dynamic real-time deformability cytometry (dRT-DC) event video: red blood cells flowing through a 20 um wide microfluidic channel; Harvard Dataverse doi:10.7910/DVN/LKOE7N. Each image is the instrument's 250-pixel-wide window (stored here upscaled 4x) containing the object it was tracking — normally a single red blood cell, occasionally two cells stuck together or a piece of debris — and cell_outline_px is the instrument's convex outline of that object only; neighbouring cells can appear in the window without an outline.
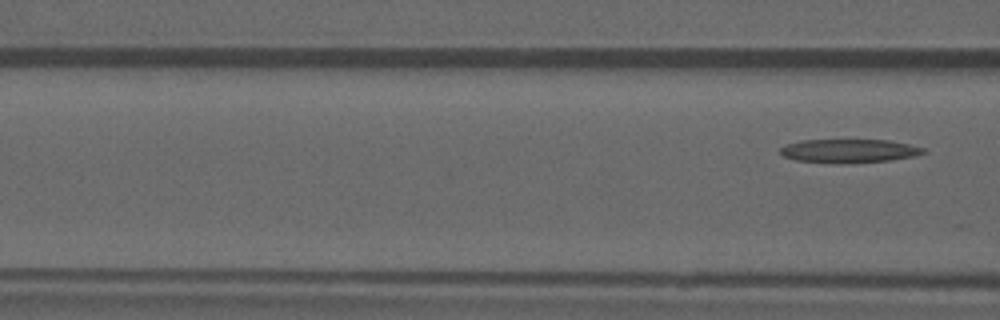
{"species": "common noctule bat (a hibernating species)", "species_latin": "Nyctalus noctula", "temperature_condition": "warm", "stored_images_in_passage": 5, "camera_frame_rate_fps": 3000, "um_per_image_px": 0.085, "animal": {"sex": "male", "forearm_length_mm": 52.5}, "frame": {"image": 1, "passage_image": 5, "time_ms": 5.667, "image_size_px": [1000, 320], "cell_outline_px": [[924, 152], [916, 156], [888, 160], [796, 160], [784, 156], [780, 152], [780, 148], [784, 144], [800, 140], [888, 140], [908, 144], [924, 148]], "centroid_in_image_um": [72.16, 12.76], "position_along_channel_um": 94.4, "area_um2": 18.32}}